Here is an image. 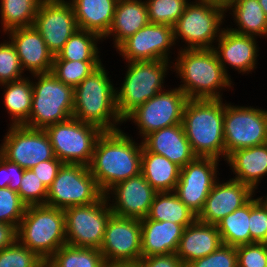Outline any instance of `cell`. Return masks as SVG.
Here are the masks:
<instances>
[{
    "mask_svg": "<svg viewBox=\"0 0 267 267\" xmlns=\"http://www.w3.org/2000/svg\"><path fill=\"white\" fill-rule=\"evenodd\" d=\"M124 130L103 131L98 137L90 172L103 194L114 185L141 174L142 141Z\"/></svg>",
    "mask_w": 267,
    "mask_h": 267,
    "instance_id": "1",
    "label": "cell"
},
{
    "mask_svg": "<svg viewBox=\"0 0 267 267\" xmlns=\"http://www.w3.org/2000/svg\"><path fill=\"white\" fill-rule=\"evenodd\" d=\"M177 54L171 73L181 80L177 86L189 99H223V91L234 88L214 49H181Z\"/></svg>",
    "mask_w": 267,
    "mask_h": 267,
    "instance_id": "2",
    "label": "cell"
},
{
    "mask_svg": "<svg viewBox=\"0 0 267 267\" xmlns=\"http://www.w3.org/2000/svg\"><path fill=\"white\" fill-rule=\"evenodd\" d=\"M108 73L102 63L74 88L72 117L94 124L103 131H115L124 123L116 106L114 85L119 84H114Z\"/></svg>",
    "mask_w": 267,
    "mask_h": 267,
    "instance_id": "3",
    "label": "cell"
},
{
    "mask_svg": "<svg viewBox=\"0 0 267 267\" xmlns=\"http://www.w3.org/2000/svg\"><path fill=\"white\" fill-rule=\"evenodd\" d=\"M223 100L189 99L185 105L182 124L196 157L225 161Z\"/></svg>",
    "mask_w": 267,
    "mask_h": 267,
    "instance_id": "4",
    "label": "cell"
},
{
    "mask_svg": "<svg viewBox=\"0 0 267 267\" xmlns=\"http://www.w3.org/2000/svg\"><path fill=\"white\" fill-rule=\"evenodd\" d=\"M125 64V77L120 87H115L116 106L122 120L141 104L165 90V77L169 75V70H173L172 61H136Z\"/></svg>",
    "mask_w": 267,
    "mask_h": 267,
    "instance_id": "5",
    "label": "cell"
},
{
    "mask_svg": "<svg viewBox=\"0 0 267 267\" xmlns=\"http://www.w3.org/2000/svg\"><path fill=\"white\" fill-rule=\"evenodd\" d=\"M17 240L48 260L66 245L65 213L47 205H30L17 227Z\"/></svg>",
    "mask_w": 267,
    "mask_h": 267,
    "instance_id": "6",
    "label": "cell"
},
{
    "mask_svg": "<svg viewBox=\"0 0 267 267\" xmlns=\"http://www.w3.org/2000/svg\"><path fill=\"white\" fill-rule=\"evenodd\" d=\"M226 10L208 1L190 0L173 26L175 44L181 49H213L224 27ZM184 46V47H183Z\"/></svg>",
    "mask_w": 267,
    "mask_h": 267,
    "instance_id": "7",
    "label": "cell"
},
{
    "mask_svg": "<svg viewBox=\"0 0 267 267\" xmlns=\"http://www.w3.org/2000/svg\"><path fill=\"white\" fill-rule=\"evenodd\" d=\"M30 77L33 87L32 109L28 121L23 126L45 129L49 125L72 117L74 88L64 84L51 72Z\"/></svg>",
    "mask_w": 267,
    "mask_h": 267,
    "instance_id": "8",
    "label": "cell"
},
{
    "mask_svg": "<svg viewBox=\"0 0 267 267\" xmlns=\"http://www.w3.org/2000/svg\"><path fill=\"white\" fill-rule=\"evenodd\" d=\"M51 141L55 157L63 163L89 166L98 137L103 130L74 117L44 129Z\"/></svg>",
    "mask_w": 267,
    "mask_h": 267,
    "instance_id": "9",
    "label": "cell"
},
{
    "mask_svg": "<svg viewBox=\"0 0 267 267\" xmlns=\"http://www.w3.org/2000/svg\"><path fill=\"white\" fill-rule=\"evenodd\" d=\"M103 195L89 166L63 163L48 188L46 205L64 210L72 206L90 205Z\"/></svg>",
    "mask_w": 267,
    "mask_h": 267,
    "instance_id": "10",
    "label": "cell"
},
{
    "mask_svg": "<svg viewBox=\"0 0 267 267\" xmlns=\"http://www.w3.org/2000/svg\"><path fill=\"white\" fill-rule=\"evenodd\" d=\"M225 160L235 150L267 143V110L224 103Z\"/></svg>",
    "mask_w": 267,
    "mask_h": 267,
    "instance_id": "11",
    "label": "cell"
},
{
    "mask_svg": "<svg viewBox=\"0 0 267 267\" xmlns=\"http://www.w3.org/2000/svg\"><path fill=\"white\" fill-rule=\"evenodd\" d=\"M170 89V90H169ZM189 98L179 87H170L141 104L123 123L133 122L140 139L153 131L182 124L183 112Z\"/></svg>",
    "mask_w": 267,
    "mask_h": 267,
    "instance_id": "12",
    "label": "cell"
},
{
    "mask_svg": "<svg viewBox=\"0 0 267 267\" xmlns=\"http://www.w3.org/2000/svg\"><path fill=\"white\" fill-rule=\"evenodd\" d=\"M65 213L66 241L75 247L100 249L112 210L105 195L84 206H72Z\"/></svg>",
    "mask_w": 267,
    "mask_h": 267,
    "instance_id": "13",
    "label": "cell"
},
{
    "mask_svg": "<svg viewBox=\"0 0 267 267\" xmlns=\"http://www.w3.org/2000/svg\"><path fill=\"white\" fill-rule=\"evenodd\" d=\"M0 144L1 155L22 169L55 158L50 138L44 129L9 126Z\"/></svg>",
    "mask_w": 267,
    "mask_h": 267,
    "instance_id": "14",
    "label": "cell"
},
{
    "mask_svg": "<svg viewBox=\"0 0 267 267\" xmlns=\"http://www.w3.org/2000/svg\"><path fill=\"white\" fill-rule=\"evenodd\" d=\"M100 252L106 265L136 264L141 254V219L111 215Z\"/></svg>",
    "mask_w": 267,
    "mask_h": 267,
    "instance_id": "15",
    "label": "cell"
},
{
    "mask_svg": "<svg viewBox=\"0 0 267 267\" xmlns=\"http://www.w3.org/2000/svg\"><path fill=\"white\" fill-rule=\"evenodd\" d=\"M175 46L172 26L148 23L124 40L116 48V51L122 59L124 58L123 60H126L125 62L170 61Z\"/></svg>",
    "mask_w": 267,
    "mask_h": 267,
    "instance_id": "16",
    "label": "cell"
},
{
    "mask_svg": "<svg viewBox=\"0 0 267 267\" xmlns=\"http://www.w3.org/2000/svg\"><path fill=\"white\" fill-rule=\"evenodd\" d=\"M218 160L210 157H195L180 170L174 193L196 215L203 209L214 184L220 175Z\"/></svg>",
    "mask_w": 267,
    "mask_h": 267,
    "instance_id": "17",
    "label": "cell"
},
{
    "mask_svg": "<svg viewBox=\"0 0 267 267\" xmlns=\"http://www.w3.org/2000/svg\"><path fill=\"white\" fill-rule=\"evenodd\" d=\"M33 26L54 56L79 29L74 9L68 0H42Z\"/></svg>",
    "mask_w": 267,
    "mask_h": 267,
    "instance_id": "18",
    "label": "cell"
},
{
    "mask_svg": "<svg viewBox=\"0 0 267 267\" xmlns=\"http://www.w3.org/2000/svg\"><path fill=\"white\" fill-rule=\"evenodd\" d=\"M156 193L139 174L114 185L104 195L114 215L143 219L147 217Z\"/></svg>",
    "mask_w": 267,
    "mask_h": 267,
    "instance_id": "19",
    "label": "cell"
},
{
    "mask_svg": "<svg viewBox=\"0 0 267 267\" xmlns=\"http://www.w3.org/2000/svg\"><path fill=\"white\" fill-rule=\"evenodd\" d=\"M257 43L256 37L235 33L227 26L223 29L213 49L225 73L231 78L229 67L242 75L252 74L255 71L260 55V47Z\"/></svg>",
    "mask_w": 267,
    "mask_h": 267,
    "instance_id": "20",
    "label": "cell"
},
{
    "mask_svg": "<svg viewBox=\"0 0 267 267\" xmlns=\"http://www.w3.org/2000/svg\"><path fill=\"white\" fill-rule=\"evenodd\" d=\"M257 194L247 185L232 179L219 181L211 189L197 220L216 225L228 214L245 205Z\"/></svg>",
    "mask_w": 267,
    "mask_h": 267,
    "instance_id": "21",
    "label": "cell"
},
{
    "mask_svg": "<svg viewBox=\"0 0 267 267\" xmlns=\"http://www.w3.org/2000/svg\"><path fill=\"white\" fill-rule=\"evenodd\" d=\"M5 34L14 45L24 72L31 75L51 72L54 55L34 26L11 29Z\"/></svg>",
    "mask_w": 267,
    "mask_h": 267,
    "instance_id": "22",
    "label": "cell"
},
{
    "mask_svg": "<svg viewBox=\"0 0 267 267\" xmlns=\"http://www.w3.org/2000/svg\"><path fill=\"white\" fill-rule=\"evenodd\" d=\"M141 141L147 151L162 155L181 168L196 157L186 138L183 124L153 131Z\"/></svg>",
    "mask_w": 267,
    "mask_h": 267,
    "instance_id": "23",
    "label": "cell"
},
{
    "mask_svg": "<svg viewBox=\"0 0 267 267\" xmlns=\"http://www.w3.org/2000/svg\"><path fill=\"white\" fill-rule=\"evenodd\" d=\"M225 162L237 180L249 186L255 193L259 189V183L267 176V143L242 148L230 153Z\"/></svg>",
    "mask_w": 267,
    "mask_h": 267,
    "instance_id": "24",
    "label": "cell"
},
{
    "mask_svg": "<svg viewBox=\"0 0 267 267\" xmlns=\"http://www.w3.org/2000/svg\"><path fill=\"white\" fill-rule=\"evenodd\" d=\"M217 225L204 223L197 219L184 228L176 255L184 265L205 257L222 245Z\"/></svg>",
    "mask_w": 267,
    "mask_h": 267,
    "instance_id": "25",
    "label": "cell"
},
{
    "mask_svg": "<svg viewBox=\"0 0 267 267\" xmlns=\"http://www.w3.org/2000/svg\"><path fill=\"white\" fill-rule=\"evenodd\" d=\"M184 227L171 221L141 219L142 257L176 253Z\"/></svg>",
    "mask_w": 267,
    "mask_h": 267,
    "instance_id": "26",
    "label": "cell"
},
{
    "mask_svg": "<svg viewBox=\"0 0 267 267\" xmlns=\"http://www.w3.org/2000/svg\"><path fill=\"white\" fill-rule=\"evenodd\" d=\"M149 23L145 0H118L115 14L108 33L102 39L113 40L117 48L124 40L135 34Z\"/></svg>",
    "mask_w": 267,
    "mask_h": 267,
    "instance_id": "27",
    "label": "cell"
},
{
    "mask_svg": "<svg viewBox=\"0 0 267 267\" xmlns=\"http://www.w3.org/2000/svg\"><path fill=\"white\" fill-rule=\"evenodd\" d=\"M78 28L91 31L103 38L109 31L118 0H68Z\"/></svg>",
    "mask_w": 267,
    "mask_h": 267,
    "instance_id": "28",
    "label": "cell"
},
{
    "mask_svg": "<svg viewBox=\"0 0 267 267\" xmlns=\"http://www.w3.org/2000/svg\"><path fill=\"white\" fill-rule=\"evenodd\" d=\"M180 170L176 163L142 147L141 174L157 193L174 192Z\"/></svg>",
    "mask_w": 267,
    "mask_h": 267,
    "instance_id": "29",
    "label": "cell"
},
{
    "mask_svg": "<svg viewBox=\"0 0 267 267\" xmlns=\"http://www.w3.org/2000/svg\"><path fill=\"white\" fill-rule=\"evenodd\" d=\"M29 76V77H28ZM22 79L0 84L3 92V105L9 114V126L24 125L32 109L33 87L30 75Z\"/></svg>",
    "mask_w": 267,
    "mask_h": 267,
    "instance_id": "30",
    "label": "cell"
},
{
    "mask_svg": "<svg viewBox=\"0 0 267 267\" xmlns=\"http://www.w3.org/2000/svg\"><path fill=\"white\" fill-rule=\"evenodd\" d=\"M232 15L234 28L228 27L231 31L252 37L267 38V16L265 15L258 0H236L226 13Z\"/></svg>",
    "mask_w": 267,
    "mask_h": 267,
    "instance_id": "31",
    "label": "cell"
},
{
    "mask_svg": "<svg viewBox=\"0 0 267 267\" xmlns=\"http://www.w3.org/2000/svg\"><path fill=\"white\" fill-rule=\"evenodd\" d=\"M155 221H171L184 228L192 224L197 215L174 192L156 193L146 218Z\"/></svg>",
    "mask_w": 267,
    "mask_h": 267,
    "instance_id": "32",
    "label": "cell"
},
{
    "mask_svg": "<svg viewBox=\"0 0 267 267\" xmlns=\"http://www.w3.org/2000/svg\"><path fill=\"white\" fill-rule=\"evenodd\" d=\"M102 41L98 34L78 29L54 56V60L103 61L100 59L101 47H98Z\"/></svg>",
    "mask_w": 267,
    "mask_h": 267,
    "instance_id": "33",
    "label": "cell"
},
{
    "mask_svg": "<svg viewBox=\"0 0 267 267\" xmlns=\"http://www.w3.org/2000/svg\"><path fill=\"white\" fill-rule=\"evenodd\" d=\"M250 200L241 208L225 216L216 225L222 243L237 247L251 244L250 226Z\"/></svg>",
    "mask_w": 267,
    "mask_h": 267,
    "instance_id": "34",
    "label": "cell"
},
{
    "mask_svg": "<svg viewBox=\"0 0 267 267\" xmlns=\"http://www.w3.org/2000/svg\"><path fill=\"white\" fill-rule=\"evenodd\" d=\"M42 0H1L0 22L2 34L20 27L33 26Z\"/></svg>",
    "mask_w": 267,
    "mask_h": 267,
    "instance_id": "35",
    "label": "cell"
},
{
    "mask_svg": "<svg viewBox=\"0 0 267 267\" xmlns=\"http://www.w3.org/2000/svg\"><path fill=\"white\" fill-rule=\"evenodd\" d=\"M48 261L53 267H106L99 249L68 244L61 246Z\"/></svg>",
    "mask_w": 267,
    "mask_h": 267,
    "instance_id": "36",
    "label": "cell"
},
{
    "mask_svg": "<svg viewBox=\"0 0 267 267\" xmlns=\"http://www.w3.org/2000/svg\"><path fill=\"white\" fill-rule=\"evenodd\" d=\"M102 64V61L54 60L51 73L64 84L75 88Z\"/></svg>",
    "mask_w": 267,
    "mask_h": 267,
    "instance_id": "37",
    "label": "cell"
},
{
    "mask_svg": "<svg viewBox=\"0 0 267 267\" xmlns=\"http://www.w3.org/2000/svg\"><path fill=\"white\" fill-rule=\"evenodd\" d=\"M190 0H145L149 23L174 26Z\"/></svg>",
    "mask_w": 267,
    "mask_h": 267,
    "instance_id": "38",
    "label": "cell"
},
{
    "mask_svg": "<svg viewBox=\"0 0 267 267\" xmlns=\"http://www.w3.org/2000/svg\"><path fill=\"white\" fill-rule=\"evenodd\" d=\"M43 261L36 252L18 240L10 247L0 250V267H39Z\"/></svg>",
    "mask_w": 267,
    "mask_h": 267,
    "instance_id": "39",
    "label": "cell"
},
{
    "mask_svg": "<svg viewBox=\"0 0 267 267\" xmlns=\"http://www.w3.org/2000/svg\"><path fill=\"white\" fill-rule=\"evenodd\" d=\"M27 76L18 54L10 40L0 42V84L16 81Z\"/></svg>",
    "mask_w": 267,
    "mask_h": 267,
    "instance_id": "40",
    "label": "cell"
},
{
    "mask_svg": "<svg viewBox=\"0 0 267 267\" xmlns=\"http://www.w3.org/2000/svg\"><path fill=\"white\" fill-rule=\"evenodd\" d=\"M250 236L252 243H267V195L250 199Z\"/></svg>",
    "mask_w": 267,
    "mask_h": 267,
    "instance_id": "41",
    "label": "cell"
},
{
    "mask_svg": "<svg viewBox=\"0 0 267 267\" xmlns=\"http://www.w3.org/2000/svg\"><path fill=\"white\" fill-rule=\"evenodd\" d=\"M27 205L21 200L18 192L9 187L0 188V222L14 225L21 222Z\"/></svg>",
    "mask_w": 267,
    "mask_h": 267,
    "instance_id": "42",
    "label": "cell"
},
{
    "mask_svg": "<svg viewBox=\"0 0 267 267\" xmlns=\"http://www.w3.org/2000/svg\"><path fill=\"white\" fill-rule=\"evenodd\" d=\"M18 195L27 205H46L48 188L31 169H24Z\"/></svg>",
    "mask_w": 267,
    "mask_h": 267,
    "instance_id": "43",
    "label": "cell"
},
{
    "mask_svg": "<svg viewBox=\"0 0 267 267\" xmlns=\"http://www.w3.org/2000/svg\"><path fill=\"white\" fill-rule=\"evenodd\" d=\"M185 267H238L236 247L222 244L211 254L193 260Z\"/></svg>",
    "mask_w": 267,
    "mask_h": 267,
    "instance_id": "44",
    "label": "cell"
},
{
    "mask_svg": "<svg viewBox=\"0 0 267 267\" xmlns=\"http://www.w3.org/2000/svg\"><path fill=\"white\" fill-rule=\"evenodd\" d=\"M238 267H267V243H252L236 247Z\"/></svg>",
    "mask_w": 267,
    "mask_h": 267,
    "instance_id": "45",
    "label": "cell"
},
{
    "mask_svg": "<svg viewBox=\"0 0 267 267\" xmlns=\"http://www.w3.org/2000/svg\"><path fill=\"white\" fill-rule=\"evenodd\" d=\"M24 169L18 164L8 161L0 154V188L9 187L18 192Z\"/></svg>",
    "mask_w": 267,
    "mask_h": 267,
    "instance_id": "46",
    "label": "cell"
},
{
    "mask_svg": "<svg viewBox=\"0 0 267 267\" xmlns=\"http://www.w3.org/2000/svg\"><path fill=\"white\" fill-rule=\"evenodd\" d=\"M62 165L63 162L55 157L54 159L40 162L32 167L31 170L37 175L39 180L49 188Z\"/></svg>",
    "mask_w": 267,
    "mask_h": 267,
    "instance_id": "47",
    "label": "cell"
},
{
    "mask_svg": "<svg viewBox=\"0 0 267 267\" xmlns=\"http://www.w3.org/2000/svg\"><path fill=\"white\" fill-rule=\"evenodd\" d=\"M136 264L138 267H185L176 253L141 257Z\"/></svg>",
    "mask_w": 267,
    "mask_h": 267,
    "instance_id": "48",
    "label": "cell"
},
{
    "mask_svg": "<svg viewBox=\"0 0 267 267\" xmlns=\"http://www.w3.org/2000/svg\"><path fill=\"white\" fill-rule=\"evenodd\" d=\"M17 240V228L0 222V250L10 247Z\"/></svg>",
    "mask_w": 267,
    "mask_h": 267,
    "instance_id": "49",
    "label": "cell"
},
{
    "mask_svg": "<svg viewBox=\"0 0 267 267\" xmlns=\"http://www.w3.org/2000/svg\"><path fill=\"white\" fill-rule=\"evenodd\" d=\"M236 0H214V5L227 10Z\"/></svg>",
    "mask_w": 267,
    "mask_h": 267,
    "instance_id": "50",
    "label": "cell"
},
{
    "mask_svg": "<svg viewBox=\"0 0 267 267\" xmlns=\"http://www.w3.org/2000/svg\"><path fill=\"white\" fill-rule=\"evenodd\" d=\"M106 267H138L137 264H111L106 265Z\"/></svg>",
    "mask_w": 267,
    "mask_h": 267,
    "instance_id": "51",
    "label": "cell"
},
{
    "mask_svg": "<svg viewBox=\"0 0 267 267\" xmlns=\"http://www.w3.org/2000/svg\"><path fill=\"white\" fill-rule=\"evenodd\" d=\"M260 6L262 7L265 15L267 16V0H258Z\"/></svg>",
    "mask_w": 267,
    "mask_h": 267,
    "instance_id": "52",
    "label": "cell"
},
{
    "mask_svg": "<svg viewBox=\"0 0 267 267\" xmlns=\"http://www.w3.org/2000/svg\"><path fill=\"white\" fill-rule=\"evenodd\" d=\"M39 267H53V265L48 260H44Z\"/></svg>",
    "mask_w": 267,
    "mask_h": 267,
    "instance_id": "53",
    "label": "cell"
},
{
    "mask_svg": "<svg viewBox=\"0 0 267 267\" xmlns=\"http://www.w3.org/2000/svg\"><path fill=\"white\" fill-rule=\"evenodd\" d=\"M201 1H208V2H210L211 4L214 5V0H201Z\"/></svg>",
    "mask_w": 267,
    "mask_h": 267,
    "instance_id": "54",
    "label": "cell"
}]
</instances>
